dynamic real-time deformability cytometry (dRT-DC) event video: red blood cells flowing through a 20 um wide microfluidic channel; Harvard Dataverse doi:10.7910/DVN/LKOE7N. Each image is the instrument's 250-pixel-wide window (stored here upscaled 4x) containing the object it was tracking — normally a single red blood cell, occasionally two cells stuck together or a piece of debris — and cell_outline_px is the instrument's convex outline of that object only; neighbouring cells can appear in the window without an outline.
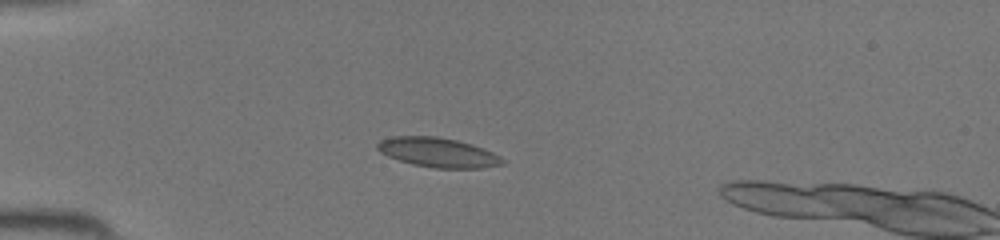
{"species": "common noctule bat (a hibernating species)", "species_latin": "Nyctalus noctula", "temperature_condition": "room temperature", "stored_images_in_passage": 31, "camera_frame_rate_fps": 3000, "um_per_image_px": 0.085, "animal": {"sex": "female", "body_mass_g": 19.5, "forearm_length_mm": 54.1}, "frame": {"image": 1, "passage_image": 1, "time_ms": 0.0, "image_size_px": [1000, 240], "cell_outline_px": [[504, 164], [480, 168], [436, 168], [412, 164], [388, 156], [380, 152], [376, 148], [376, 144], [380, 140], [392, 136], [436, 136], [456, 140], [472, 144], [484, 148], [500, 156], [504, 160]], "centroid_in_image_um": [37.22, 12.95], "position_along_channel_um": 47.8, "area_um2": 21.5}}
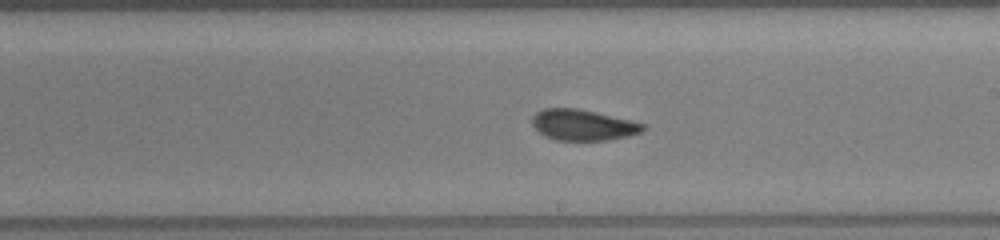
{"frame": {"image": 2, "passage_image": 15, "time_ms": 4.667, "image_size_px": [1000, 240], "cell_outline_px": [[644, 128], [640, 132], [628, 136], [608, 140], [556, 140], [544, 136], [532, 124], [532, 116], [536, 112], [544, 108], [576, 108], [596, 112], [644, 124]], "centroid_in_image_um": [49.5, 10.62], "position_along_channel_um": 239.5, "area_um2": 19.71}}
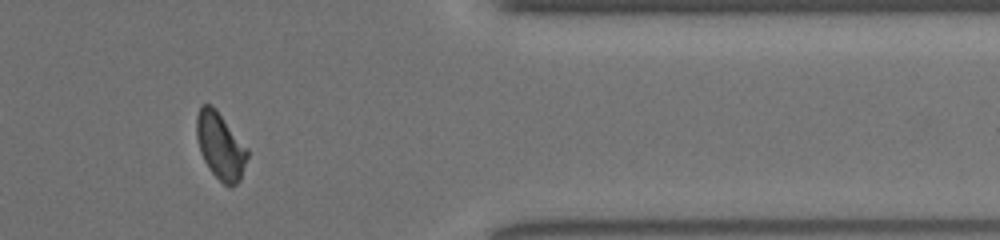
{"frame": {"image": 3, "passage_image": 26, "time_ms": 8.333, "image_size_px": [1000, 240], "cell_outline_px": [[248, 156], [240, 180], [232, 188], [228, 188], [208, 168], [200, 152], [196, 136], [196, 116], [200, 104], [212, 104], [216, 108], [248, 148]], "centroid_in_image_um": [18.72, 12.39], "position_along_channel_um": 392.7, "area_um2": 20.06}}